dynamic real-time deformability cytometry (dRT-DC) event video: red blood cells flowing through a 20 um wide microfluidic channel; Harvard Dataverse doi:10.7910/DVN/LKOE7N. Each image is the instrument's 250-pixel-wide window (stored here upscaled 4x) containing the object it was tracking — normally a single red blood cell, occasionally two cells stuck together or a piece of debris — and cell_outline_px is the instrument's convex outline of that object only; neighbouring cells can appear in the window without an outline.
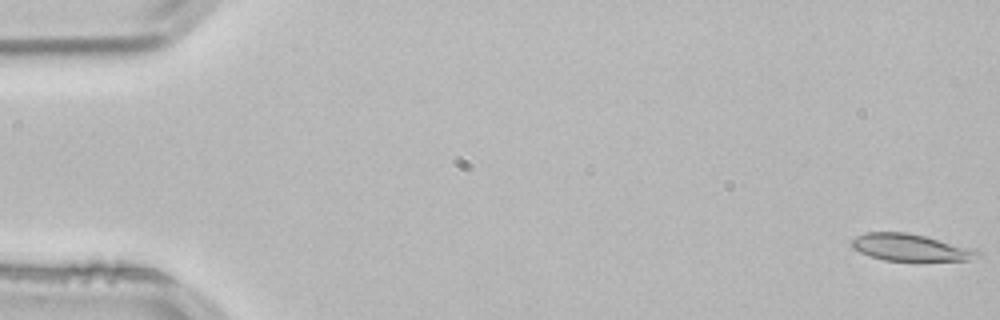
{"species": "common noctule bat (a hibernating species)", "species_latin": "Nyctalus noctula", "temperature_condition": "room temperature", "stored_images_in_passage": 53, "camera_frame_rate_fps": 3000, "um_per_image_px": 0.085, "animal": {"sex": "male", "body_mass_g": 21.5, "forearm_length_mm": 52.0}, "frame": {"image": 1, "passage_image": 1, "time_ms": 0.0, "image_size_px": [1000, 320], "cell_outline_px": [[984, 252], [980, 256], [968, 260], [884, 260], [860, 252], [852, 248], [852, 240], [856, 236], [864, 232], [908, 232], [976, 248]], "centroid_in_image_um": [77.45, 21.02], "position_along_channel_um": 7.6, "area_um2": 19.83}}
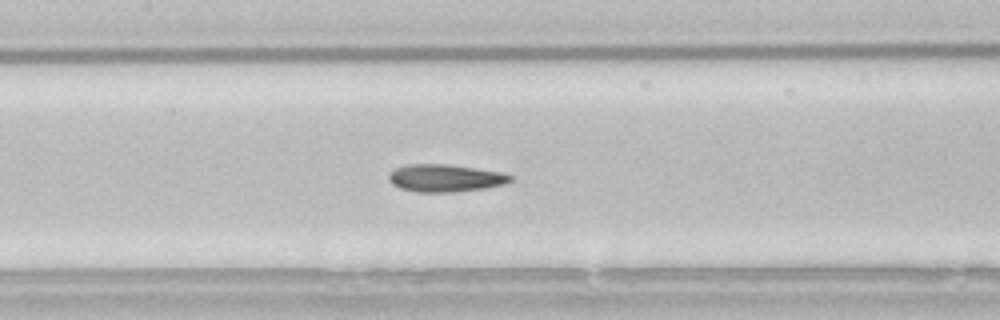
{"frame": {"image": 2, "passage_image": 25, "time_ms": 8.0, "image_size_px": [1000, 320], "cell_outline_px": [[512, 180], [504, 184], [484, 188], [456, 192], [416, 192], [400, 188], [392, 184], [388, 180], [388, 172], [396, 168], [408, 164], [448, 164], [504, 172], [512, 176]], "centroid_in_image_um": [37.83, 15.13], "position_along_channel_um": 169.6, "area_um2": 19.65}}
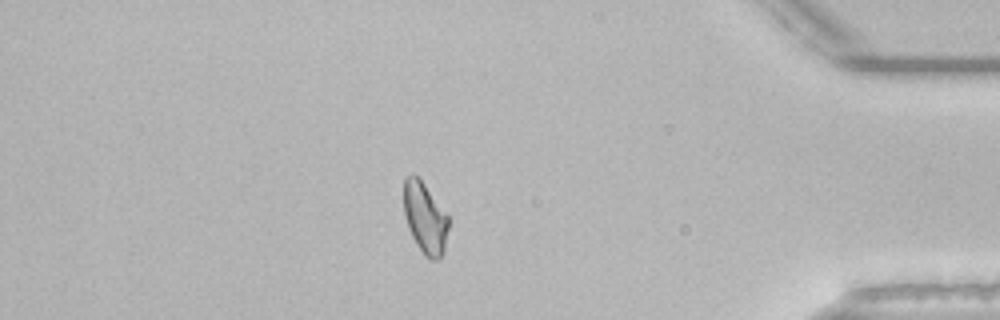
{"frame": {"image": 3, "passage_image": 46, "time_ms": 15.0, "image_size_px": [1000, 320], "cell_outline_px": [[448, 228], [444, 248], [440, 260], [428, 260], [424, 256], [416, 244], [408, 228], [404, 212], [404, 176], [412, 172], [424, 184], [448, 216]], "centroid_in_image_um": [36.11, 18.55], "position_along_channel_um": 399.1, "area_um2": 18.5}, "authors_computed_cell_mechanics": {"area_um2": 19.3052, "velocity_mm_per_s": 3.8429, "shape_relaxation_time_tau1_ms": 6.0533, "shape_relaxation_time_tau2_ms": 3.6264, "deformation_change_tau1": 0.1655, "deformation_change_tau2": 0.0836}}